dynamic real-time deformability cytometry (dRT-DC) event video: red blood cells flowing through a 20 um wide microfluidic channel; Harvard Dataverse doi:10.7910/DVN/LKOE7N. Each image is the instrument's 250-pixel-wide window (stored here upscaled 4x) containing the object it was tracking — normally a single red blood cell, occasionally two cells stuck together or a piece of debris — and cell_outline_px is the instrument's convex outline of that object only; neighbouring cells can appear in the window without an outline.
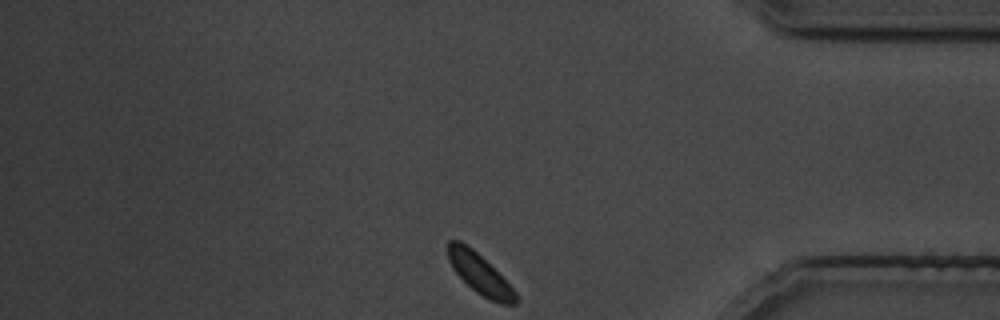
{"species": "common noctule bat (a hibernating species)", "species_latin": "Nyctalus noctula", "temperature_condition": "cold", "stored_images_in_passage": 24, "camera_frame_rate_fps": 3000, "um_per_image_px": 0.085, "animal": {"sex": "male", "body_mass_g": 19.5, "forearm_length_mm": 54.6}, "frame": {"image": 1, "passage_image": 24, "time_ms": 28.0, "image_size_px": [1000, 320], "cell_outline_px": [[516, 304], [500, 304], [476, 292], [452, 268], [448, 260], [448, 240], [460, 240], [472, 248], [516, 292]], "centroid_in_image_um": [40.73, 23.26], "position_along_channel_um": 394.5, "area_um2": 15.2}}